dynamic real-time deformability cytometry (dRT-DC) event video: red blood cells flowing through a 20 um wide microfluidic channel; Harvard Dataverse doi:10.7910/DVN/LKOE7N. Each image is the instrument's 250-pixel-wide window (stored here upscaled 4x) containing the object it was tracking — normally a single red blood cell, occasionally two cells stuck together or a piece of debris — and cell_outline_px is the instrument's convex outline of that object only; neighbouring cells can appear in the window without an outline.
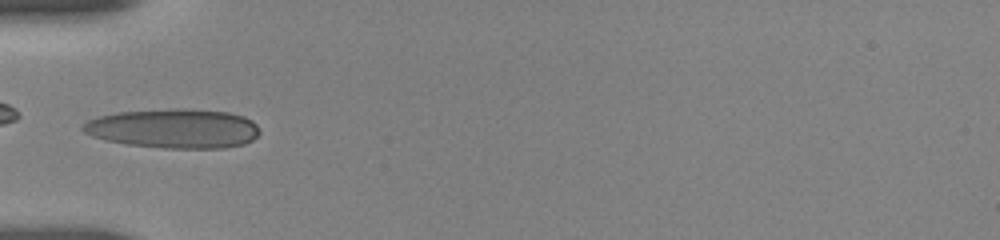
{"species": "human", "species_latin": "Homo sapiens", "temperature_condition": "room temperature", "stored_images_in_passage": 33, "camera_frame_rate_fps": 3000, "um_per_image_px": 0.085, "donor": {"sex": "female"}, "frame": {"image": 1, "passage_image": 1, "time_ms": 0.0, "image_size_px": [1000, 240], "cell_outline_px": [[260, 132], [252, 140], [244, 144], [224, 148], [164, 148], [128, 144], [108, 140], [92, 136], [84, 132], [80, 128], [88, 120], [100, 116], [116, 112], [176, 108], [184, 108], [228, 112], [244, 116], [252, 120], [256, 124]], "centroid_in_image_um": [14.79, 10.91], "position_along_channel_um": 70.2, "area_um2": 40.58}}
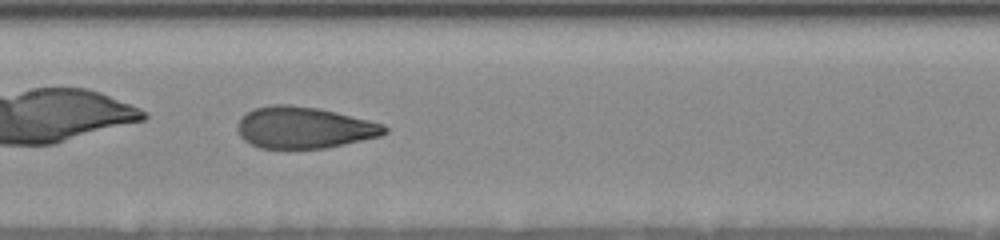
{"frame": {"image": 2, "passage_image": 8, "time_ms": 3.0, "image_size_px": [1000, 240], "cell_outline_px": [[388, 132], [380, 136], [344, 144], [324, 148], [260, 148], [244, 140], [240, 136], [240, 120], [252, 108], [272, 104], [288, 104], [320, 108], [384, 124], [388, 128]], "centroid_in_image_um": [25.88, 10.83], "position_along_channel_um": 181.5, "area_um2": 35.32}}
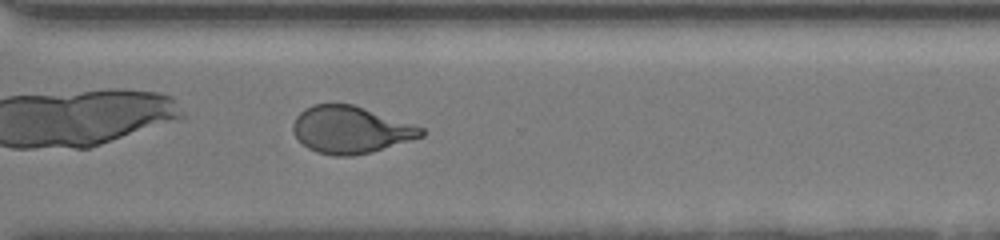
{"frame": {"image": 3, "passage_image": 23, "time_ms": 7.333, "image_size_px": [1000, 240], "cell_outline_px": [[424, 136], [372, 152], [352, 156], [332, 156], [316, 152], [308, 148], [292, 132], [292, 124], [296, 116], [304, 108], [312, 104], [352, 104], [424, 128]], "centroid_in_image_um": [29.77, 11.04], "position_along_channel_um": 340.8, "area_um2": 35.08}, "authors_computed_cell_mechanics": {"area_um2": 35.6626, "velocity_mm_per_s": 3.682, "shape_relaxation_time_tau1_ms": 5.8134, "shape_relaxation_time_tau2_ms": 1.0655, "deformation_change_tau1": 0.2182, "deformation_change_tau2": 0.0739}}